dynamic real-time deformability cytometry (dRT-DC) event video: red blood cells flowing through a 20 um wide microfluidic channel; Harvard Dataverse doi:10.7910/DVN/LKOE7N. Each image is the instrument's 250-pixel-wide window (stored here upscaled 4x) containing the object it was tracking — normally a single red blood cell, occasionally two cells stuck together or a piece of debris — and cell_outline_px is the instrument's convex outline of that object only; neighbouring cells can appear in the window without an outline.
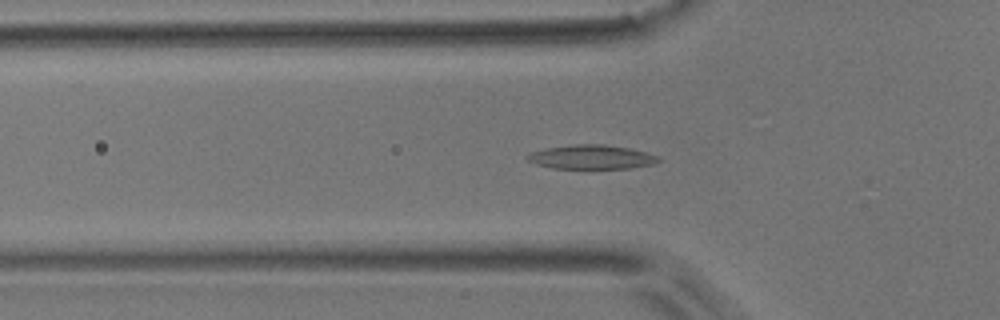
{"species": "common noctule bat (a hibernating species)", "species_latin": "Nyctalus noctula", "temperature_condition": "room temperature", "stored_images_in_passage": 21, "camera_frame_rate_fps": 3000, "um_per_image_px": 0.085, "animal": {"sex": "male", "body_mass_g": 17.9}, "frame": {"image": 1, "passage_image": 10, "time_ms": 3.0, "image_size_px": [1000, 320], "cell_outline_px": [[660, 160], [656, 164], [632, 168], [552, 168], [536, 164], [528, 160], [524, 156], [532, 152], [544, 148], [572, 144], [604, 144], [628, 148], [660, 156]], "centroid_in_image_um": [50.28, 13.34], "position_along_channel_um": 75.5, "area_um2": 18.5}}
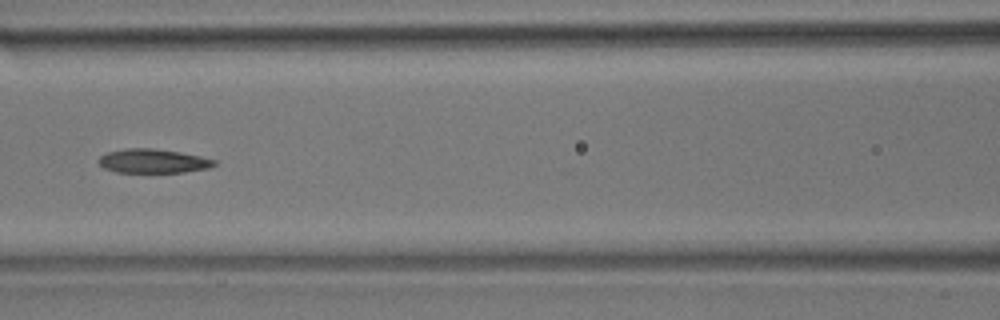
{"frame": {"image": 2, "passage_image": 16, "time_ms": 5.0, "image_size_px": [1000, 320], "cell_outline_px": [[216, 164], [208, 168], [184, 172], [116, 172], [104, 168], [96, 160], [100, 156], [108, 152], [124, 148], [152, 148], [180, 152], [200, 156], [216, 160]], "centroid_in_image_um": [12.98, 13.68], "position_along_channel_um": 153.6, "area_um2": 16.18}}
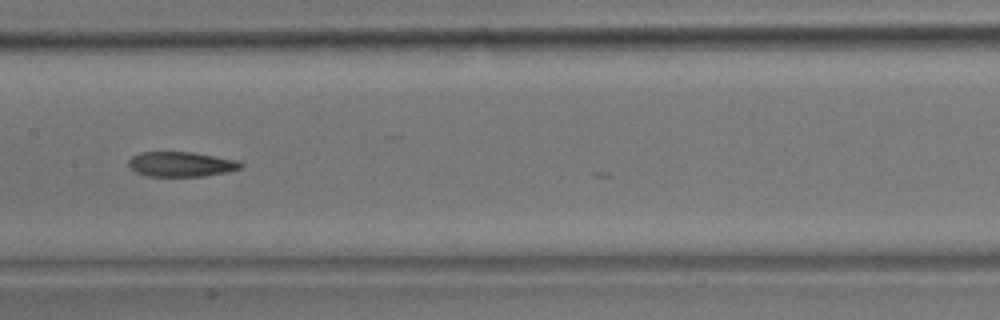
{"frame": {"image": 3, "passage_image": 19, "time_ms": 6.0, "image_size_px": [1000, 320], "cell_outline_px": [[244, 164], [240, 168], [224, 172], [204, 176], [148, 176], [136, 172], [128, 168], [128, 160], [132, 156], [140, 152], [192, 152], [236, 160]], "centroid_in_image_um": [15.33, 13.95], "position_along_channel_um": 192.1, "area_um2": 16.18}}